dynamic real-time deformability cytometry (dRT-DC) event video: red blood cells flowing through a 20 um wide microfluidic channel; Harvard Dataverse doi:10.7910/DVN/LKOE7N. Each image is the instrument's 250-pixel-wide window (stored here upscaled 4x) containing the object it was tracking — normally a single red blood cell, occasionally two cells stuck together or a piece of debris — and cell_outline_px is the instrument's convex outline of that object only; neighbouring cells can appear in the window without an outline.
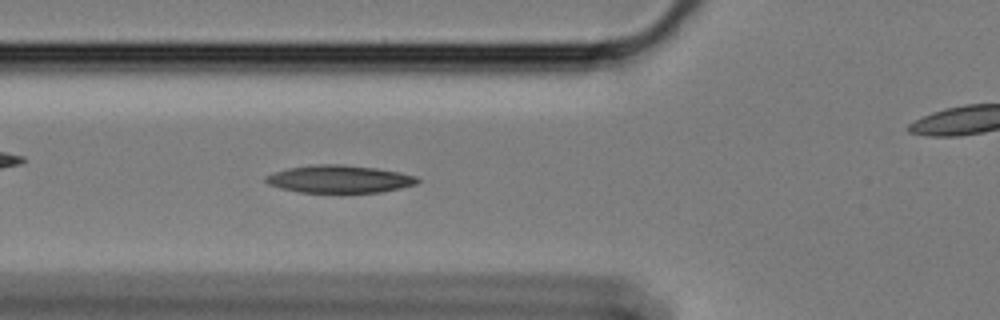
{"species": "Egyptian fruit bat (a non-hibernating species)", "species_latin": "Rousettus aegyptiacus", "temperature_condition": "cold", "stored_images_in_passage": 51, "camera_frame_rate_fps": 3000, "um_per_image_px": 0.085, "animal": {"sex": "female"}, "frame": {"image": 1, "passage_image": 20, "time_ms": 6.333, "image_size_px": [1000, 320], "cell_outline_px": [[420, 180], [416, 184], [400, 188], [380, 192], [340, 196], [300, 192], [280, 188], [268, 184], [264, 180], [264, 176], [288, 168], [316, 164], [340, 164], [376, 168], [400, 172], [416, 176]], "centroid_in_image_um": [28.84, 15.27], "position_along_channel_um": 97.0, "area_um2": 25.43}}
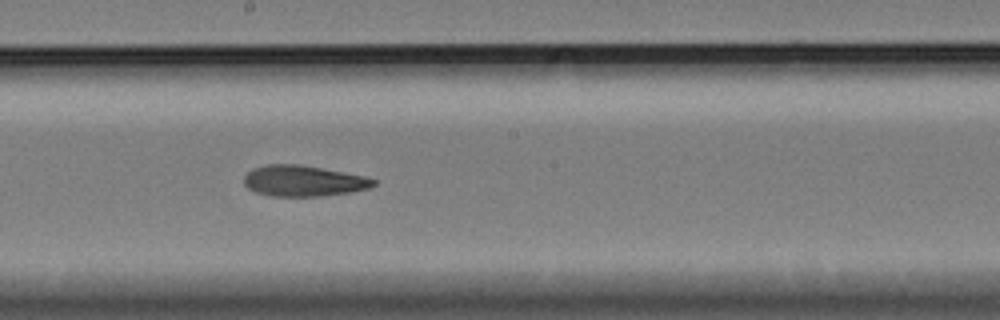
{"frame": {"image": 2, "passage_image": 31, "time_ms": 10.0, "image_size_px": [1000, 320], "cell_outline_px": [[376, 184], [368, 188], [352, 192], [320, 196], [272, 196], [256, 192], [248, 188], [244, 184], [244, 176], [248, 172], [256, 168], [268, 164], [300, 164], [364, 176], [376, 180]], "centroid_in_image_um": [25.79, 15.38], "position_along_channel_um": 222.4, "area_um2": 23.12}}
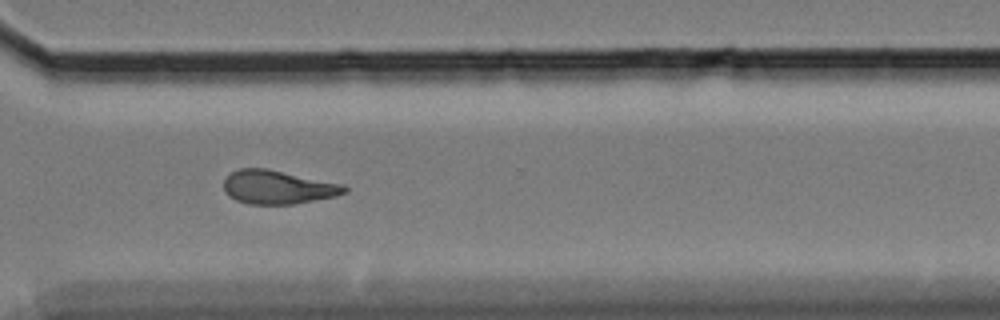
{"frame": {"image": 3, "passage_image": 42, "time_ms": 13.667, "image_size_px": [1000, 320], "cell_outline_px": [[348, 192], [336, 196], [292, 204], [248, 204], [236, 200], [228, 196], [224, 192], [224, 180], [232, 172], [240, 168], [268, 168], [344, 184], [348, 188]], "centroid_in_image_um": [23.63, 15.9], "position_along_channel_um": 347.0, "area_um2": 23.81}, "authors_computed_cell_mechanics": {"area_um2": 23.987, "velocity_mm_per_s": 3.4019, "shape_relaxation_time_tau1_ms": null, "shape_relaxation_time_tau2_ms": 6.7385, "deformation_change_tau1": null, "deformation_change_tau2": 0.1651}}